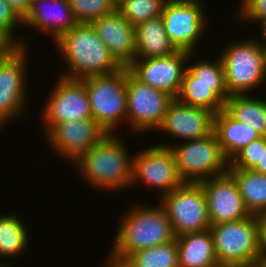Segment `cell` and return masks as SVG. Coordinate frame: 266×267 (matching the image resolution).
<instances>
[{"label":"cell","mask_w":266,"mask_h":267,"mask_svg":"<svg viewBox=\"0 0 266 267\" xmlns=\"http://www.w3.org/2000/svg\"><path fill=\"white\" fill-rule=\"evenodd\" d=\"M91 25L123 67H128L135 60V27L117 9L111 14L93 20Z\"/></svg>","instance_id":"20"},{"label":"cell","mask_w":266,"mask_h":267,"mask_svg":"<svg viewBox=\"0 0 266 267\" xmlns=\"http://www.w3.org/2000/svg\"><path fill=\"white\" fill-rule=\"evenodd\" d=\"M180 267H220L209 229L186 233L176 238Z\"/></svg>","instance_id":"22"},{"label":"cell","mask_w":266,"mask_h":267,"mask_svg":"<svg viewBox=\"0 0 266 267\" xmlns=\"http://www.w3.org/2000/svg\"><path fill=\"white\" fill-rule=\"evenodd\" d=\"M23 24V19L10 6L7 0H0V27L19 45L30 46V40L27 37L16 35L15 29ZM19 24V25H18ZM26 40V41H25ZM28 40V41H27Z\"/></svg>","instance_id":"31"},{"label":"cell","mask_w":266,"mask_h":267,"mask_svg":"<svg viewBox=\"0 0 266 267\" xmlns=\"http://www.w3.org/2000/svg\"><path fill=\"white\" fill-rule=\"evenodd\" d=\"M237 8L236 18L239 19L237 21H244L243 23L253 21L260 26L266 20V0H240Z\"/></svg>","instance_id":"32"},{"label":"cell","mask_w":266,"mask_h":267,"mask_svg":"<svg viewBox=\"0 0 266 267\" xmlns=\"http://www.w3.org/2000/svg\"><path fill=\"white\" fill-rule=\"evenodd\" d=\"M133 206V207H132ZM113 237L111 251L107 260L121 263L129 254L157 245H162L176 238L167 213L159 203L157 205H131Z\"/></svg>","instance_id":"2"},{"label":"cell","mask_w":266,"mask_h":267,"mask_svg":"<svg viewBox=\"0 0 266 267\" xmlns=\"http://www.w3.org/2000/svg\"><path fill=\"white\" fill-rule=\"evenodd\" d=\"M250 37L229 41L227 47L217 55L223 64L229 96L254 94L252 92L256 89L265 86L266 73L260 40L257 35Z\"/></svg>","instance_id":"5"},{"label":"cell","mask_w":266,"mask_h":267,"mask_svg":"<svg viewBox=\"0 0 266 267\" xmlns=\"http://www.w3.org/2000/svg\"><path fill=\"white\" fill-rule=\"evenodd\" d=\"M260 259L266 260V214L257 216Z\"/></svg>","instance_id":"33"},{"label":"cell","mask_w":266,"mask_h":267,"mask_svg":"<svg viewBox=\"0 0 266 267\" xmlns=\"http://www.w3.org/2000/svg\"><path fill=\"white\" fill-rule=\"evenodd\" d=\"M262 54H263V63H264V70L266 73V41H260Z\"/></svg>","instance_id":"39"},{"label":"cell","mask_w":266,"mask_h":267,"mask_svg":"<svg viewBox=\"0 0 266 267\" xmlns=\"http://www.w3.org/2000/svg\"><path fill=\"white\" fill-rule=\"evenodd\" d=\"M31 47L18 46L12 52H0V130L25 116V108L30 104L26 76Z\"/></svg>","instance_id":"9"},{"label":"cell","mask_w":266,"mask_h":267,"mask_svg":"<svg viewBox=\"0 0 266 267\" xmlns=\"http://www.w3.org/2000/svg\"><path fill=\"white\" fill-rule=\"evenodd\" d=\"M24 223L17 213L0 215V263L6 264V259L18 258L28 250L30 230Z\"/></svg>","instance_id":"26"},{"label":"cell","mask_w":266,"mask_h":267,"mask_svg":"<svg viewBox=\"0 0 266 267\" xmlns=\"http://www.w3.org/2000/svg\"><path fill=\"white\" fill-rule=\"evenodd\" d=\"M261 27H259V32H261L259 35V40L260 41H266V20L260 25Z\"/></svg>","instance_id":"38"},{"label":"cell","mask_w":266,"mask_h":267,"mask_svg":"<svg viewBox=\"0 0 266 267\" xmlns=\"http://www.w3.org/2000/svg\"><path fill=\"white\" fill-rule=\"evenodd\" d=\"M213 132L225 158L230 161L246 145L261 138L250 126L234 119L225 109L214 115Z\"/></svg>","instance_id":"21"},{"label":"cell","mask_w":266,"mask_h":267,"mask_svg":"<svg viewBox=\"0 0 266 267\" xmlns=\"http://www.w3.org/2000/svg\"><path fill=\"white\" fill-rule=\"evenodd\" d=\"M103 263H102L103 266H101V267H123L121 264L114 263V262H111L109 260H105Z\"/></svg>","instance_id":"40"},{"label":"cell","mask_w":266,"mask_h":267,"mask_svg":"<svg viewBox=\"0 0 266 267\" xmlns=\"http://www.w3.org/2000/svg\"><path fill=\"white\" fill-rule=\"evenodd\" d=\"M194 56L195 53H190L176 99L216 114L224 109L229 98L222 61L219 56L215 60L207 56L191 62Z\"/></svg>","instance_id":"4"},{"label":"cell","mask_w":266,"mask_h":267,"mask_svg":"<svg viewBox=\"0 0 266 267\" xmlns=\"http://www.w3.org/2000/svg\"><path fill=\"white\" fill-rule=\"evenodd\" d=\"M167 0H117V10L134 27L162 15Z\"/></svg>","instance_id":"28"},{"label":"cell","mask_w":266,"mask_h":267,"mask_svg":"<svg viewBox=\"0 0 266 267\" xmlns=\"http://www.w3.org/2000/svg\"><path fill=\"white\" fill-rule=\"evenodd\" d=\"M126 77L127 67H123L115 73L82 79L87 89L92 118L107 134L117 133L120 125H127Z\"/></svg>","instance_id":"6"},{"label":"cell","mask_w":266,"mask_h":267,"mask_svg":"<svg viewBox=\"0 0 266 267\" xmlns=\"http://www.w3.org/2000/svg\"><path fill=\"white\" fill-rule=\"evenodd\" d=\"M206 7L202 0H167L161 16L166 34L177 50L197 53L194 50L210 22Z\"/></svg>","instance_id":"13"},{"label":"cell","mask_w":266,"mask_h":267,"mask_svg":"<svg viewBox=\"0 0 266 267\" xmlns=\"http://www.w3.org/2000/svg\"><path fill=\"white\" fill-rule=\"evenodd\" d=\"M135 36V59L164 57L178 51L166 34L162 16L136 26Z\"/></svg>","instance_id":"23"},{"label":"cell","mask_w":266,"mask_h":267,"mask_svg":"<svg viewBox=\"0 0 266 267\" xmlns=\"http://www.w3.org/2000/svg\"><path fill=\"white\" fill-rule=\"evenodd\" d=\"M158 201L164 207L176 237L211 226L206 196L200 183L184 182Z\"/></svg>","instance_id":"11"},{"label":"cell","mask_w":266,"mask_h":267,"mask_svg":"<svg viewBox=\"0 0 266 267\" xmlns=\"http://www.w3.org/2000/svg\"><path fill=\"white\" fill-rule=\"evenodd\" d=\"M250 215L266 214V175L252 169H228Z\"/></svg>","instance_id":"25"},{"label":"cell","mask_w":266,"mask_h":267,"mask_svg":"<svg viewBox=\"0 0 266 267\" xmlns=\"http://www.w3.org/2000/svg\"><path fill=\"white\" fill-rule=\"evenodd\" d=\"M23 24L49 36L53 43L78 22L68 0H34Z\"/></svg>","instance_id":"19"},{"label":"cell","mask_w":266,"mask_h":267,"mask_svg":"<svg viewBox=\"0 0 266 267\" xmlns=\"http://www.w3.org/2000/svg\"><path fill=\"white\" fill-rule=\"evenodd\" d=\"M245 267H266V260L257 259Z\"/></svg>","instance_id":"37"},{"label":"cell","mask_w":266,"mask_h":267,"mask_svg":"<svg viewBox=\"0 0 266 267\" xmlns=\"http://www.w3.org/2000/svg\"><path fill=\"white\" fill-rule=\"evenodd\" d=\"M53 44L65 60L64 66L67 64L60 77L82 80L115 73L123 68L98 37L91 23H78Z\"/></svg>","instance_id":"3"},{"label":"cell","mask_w":266,"mask_h":267,"mask_svg":"<svg viewBox=\"0 0 266 267\" xmlns=\"http://www.w3.org/2000/svg\"><path fill=\"white\" fill-rule=\"evenodd\" d=\"M214 113L199 107L184 104L174 98L168 105L160 127L164 133L181 142L201 139L213 133Z\"/></svg>","instance_id":"18"},{"label":"cell","mask_w":266,"mask_h":267,"mask_svg":"<svg viewBox=\"0 0 266 267\" xmlns=\"http://www.w3.org/2000/svg\"><path fill=\"white\" fill-rule=\"evenodd\" d=\"M158 143L170 147L174 153L179 176L184 182L199 183L204 179L228 172L229 161L220 148L218 138L213 132L201 139L177 143ZM182 143V144H181Z\"/></svg>","instance_id":"7"},{"label":"cell","mask_w":266,"mask_h":267,"mask_svg":"<svg viewBox=\"0 0 266 267\" xmlns=\"http://www.w3.org/2000/svg\"><path fill=\"white\" fill-rule=\"evenodd\" d=\"M117 132L107 134L73 163L76 168L73 170H77L79 178L96 191L114 193L131 186L134 154H129L130 148Z\"/></svg>","instance_id":"1"},{"label":"cell","mask_w":266,"mask_h":267,"mask_svg":"<svg viewBox=\"0 0 266 267\" xmlns=\"http://www.w3.org/2000/svg\"><path fill=\"white\" fill-rule=\"evenodd\" d=\"M146 147L134 153L130 190L140 184L148 186L146 188L151 186L153 191H158L159 200L180 187L184 181L179 176L176 159L170 147L160 146L157 143Z\"/></svg>","instance_id":"12"},{"label":"cell","mask_w":266,"mask_h":267,"mask_svg":"<svg viewBox=\"0 0 266 267\" xmlns=\"http://www.w3.org/2000/svg\"><path fill=\"white\" fill-rule=\"evenodd\" d=\"M263 148H266V137L246 145L229 161L228 169H253L261 161Z\"/></svg>","instance_id":"30"},{"label":"cell","mask_w":266,"mask_h":267,"mask_svg":"<svg viewBox=\"0 0 266 267\" xmlns=\"http://www.w3.org/2000/svg\"><path fill=\"white\" fill-rule=\"evenodd\" d=\"M190 53L177 52L156 58L135 59L127 68L140 82L176 98Z\"/></svg>","instance_id":"16"},{"label":"cell","mask_w":266,"mask_h":267,"mask_svg":"<svg viewBox=\"0 0 266 267\" xmlns=\"http://www.w3.org/2000/svg\"><path fill=\"white\" fill-rule=\"evenodd\" d=\"M19 45L0 27V52L8 53Z\"/></svg>","instance_id":"34"},{"label":"cell","mask_w":266,"mask_h":267,"mask_svg":"<svg viewBox=\"0 0 266 267\" xmlns=\"http://www.w3.org/2000/svg\"><path fill=\"white\" fill-rule=\"evenodd\" d=\"M16 13L24 19L30 10L29 0H7Z\"/></svg>","instance_id":"35"},{"label":"cell","mask_w":266,"mask_h":267,"mask_svg":"<svg viewBox=\"0 0 266 267\" xmlns=\"http://www.w3.org/2000/svg\"><path fill=\"white\" fill-rule=\"evenodd\" d=\"M252 170L266 175V148H263L261 161Z\"/></svg>","instance_id":"36"},{"label":"cell","mask_w":266,"mask_h":267,"mask_svg":"<svg viewBox=\"0 0 266 267\" xmlns=\"http://www.w3.org/2000/svg\"><path fill=\"white\" fill-rule=\"evenodd\" d=\"M253 95L255 94L231 95L226 100L224 109L234 119L266 137V99H261L258 95L252 97Z\"/></svg>","instance_id":"24"},{"label":"cell","mask_w":266,"mask_h":267,"mask_svg":"<svg viewBox=\"0 0 266 267\" xmlns=\"http://www.w3.org/2000/svg\"><path fill=\"white\" fill-rule=\"evenodd\" d=\"M210 230L220 267H245L260 259L257 216L211 225Z\"/></svg>","instance_id":"8"},{"label":"cell","mask_w":266,"mask_h":267,"mask_svg":"<svg viewBox=\"0 0 266 267\" xmlns=\"http://www.w3.org/2000/svg\"><path fill=\"white\" fill-rule=\"evenodd\" d=\"M106 135V131L93 118H88L59 123L46 134L45 141L57 156L73 166Z\"/></svg>","instance_id":"15"},{"label":"cell","mask_w":266,"mask_h":267,"mask_svg":"<svg viewBox=\"0 0 266 267\" xmlns=\"http://www.w3.org/2000/svg\"><path fill=\"white\" fill-rule=\"evenodd\" d=\"M0 267H12V265L10 266L7 263L6 264L5 263H0Z\"/></svg>","instance_id":"41"},{"label":"cell","mask_w":266,"mask_h":267,"mask_svg":"<svg viewBox=\"0 0 266 267\" xmlns=\"http://www.w3.org/2000/svg\"><path fill=\"white\" fill-rule=\"evenodd\" d=\"M199 183L206 196L211 225L238 221L250 216L238 184L229 172Z\"/></svg>","instance_id":"17"},{"label":"cell","mask_w":266,"mask_h":267,"mask_svg":"<svg viewBox=\"0 0 266 267\" xmlns=\"http://www.w3.org/2000/svg\"><path fill=\"white\" fill-rule=\"evenodd\" d=\"M123 267H180L176 239L129 254L121 263Z\"/></svg>","instance_id":"27"},{"label":"cell","mask_w":266,"mask_h":267,"mask_svg":"<svg viewBox=\"0 0 266 267\" xmlns=\"http://www.w3.org/2000/svg\"><path fill=\"white\" fill-rule=\"evenodd\" d=\"M57 77L41 112L44 136L59 123L92 118L85 83L82 80Z\"/></svg>","instance_id":"14"},{"label":"cell","mask_w":266,"mask_h":267,"mask_svg":"<svg viewBox=\"0 0 266 267\" xmlns=\"http://www.w3.org/2000/svg\"><path fill=\"white\" fill-rule=\"evenodd\" d=\"M127 127L132 135L156 132L163 122L168 105L174 99L136 79L127 68ZM146 132V133H145Z\"/></svg>","instance_id":"10"},{"label":"cell","mask_w":266,"mask_h":267,"mask_svg":"<svg viewBox=\"0 0 266 267\" xmlns=\"http://www.w3.org/2000/svg\"><path fill=\"white\" fill-rule=\"evenodd\" d=\"M68 2L78 23H91L117 9V0H68Z\"/></svg>","instance_id":"29"}]
</instances>
